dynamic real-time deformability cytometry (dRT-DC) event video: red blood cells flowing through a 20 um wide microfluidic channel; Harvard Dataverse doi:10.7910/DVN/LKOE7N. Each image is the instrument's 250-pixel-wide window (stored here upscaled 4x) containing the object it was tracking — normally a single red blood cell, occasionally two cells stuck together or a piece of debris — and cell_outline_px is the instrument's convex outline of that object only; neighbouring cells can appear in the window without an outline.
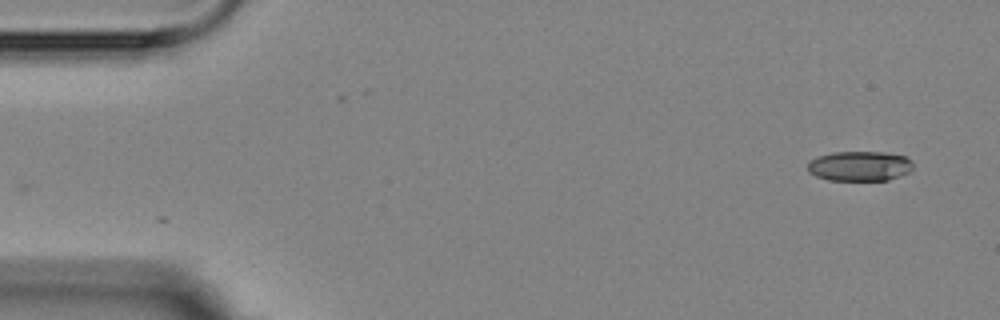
{"species": "Egyptian fruit bat (a non-hibernating species)", "species_latin": "Rousettus aegyptiacus", "temperature_condition": "room temperature", "stored_images_in_passage": 2, "camera_frame_rate_fps": 3000, "um_per_image_px": 0.085, "animal": {"sex": "female"}, "frame": {"image": 1, "passage_image": 2, "time_ms": 1.0, "image_size_px": [1000, 320], "cell_outline_px": [[912, 168], [908, 172], [888, 180], [828, 180], [816, 176], [808, 172], [808, 164], [812, 160], [820, 156], [832, 152], [884, 152], [904, 156], [912, 164]], "centroid_in_image_um": [73.04, 14.12], "position_along_channel_um": 12.0, "area_um2": 18.09}}